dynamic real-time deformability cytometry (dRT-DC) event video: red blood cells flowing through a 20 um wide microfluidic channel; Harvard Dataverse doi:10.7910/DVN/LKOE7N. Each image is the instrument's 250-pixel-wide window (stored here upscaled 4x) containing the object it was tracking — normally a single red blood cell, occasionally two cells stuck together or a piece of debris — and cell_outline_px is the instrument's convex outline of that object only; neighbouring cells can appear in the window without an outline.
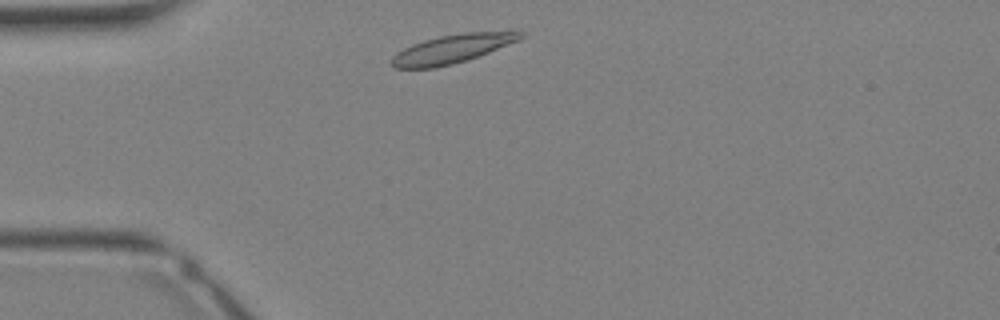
{"species": "Egyptian fruit bat (a non-hibernating species)", "species_latin": "Rousettus aegyptiacus", "temperature_condition": "warm", "stored_images_in_passage": 27, "camera_frame_rate_fps": 3000, "um_per_image_px": 0.085, "animal": {"sex": "female"}, "frame": {"image": 1, "passage_image": 2, "time_ms": 0.333, "image_size_px": [1000, 320], "cell_outline_px": [[524, 36], [520, 40], [488, 52], [452, 64], [432, 68], [396, 68], [392, 64], [392, 56], [404, 48], [412, 44], [424, 40], [440, 36], [464, 32], [524, 32]], "centroid_in_image_um": [38.41, 4.15], "position_along_channel_um": 46.6, "area_um2": 20.98}}
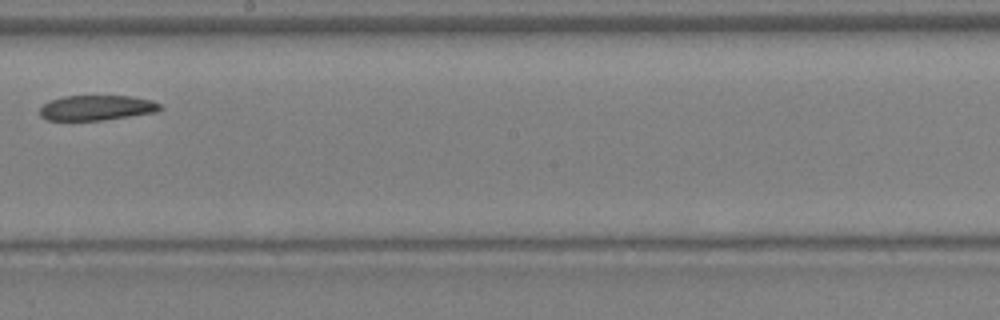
{"frame": {"image": 2, "passage_image": 13, "time_ms": 4.0, "image_size_px": [1000, 320], "cell_outline_px": [[164, 108], [156, 112], [104, 120], [48, 120], [40, 116], [40, 108], [48, 100], [64, 96], [132, 96], [152, 100], [160, 104]], "centroid_in_image_um": [8.23, 9.16], "position_along_channel_um": 240.0, "area_um2": 17.69}}
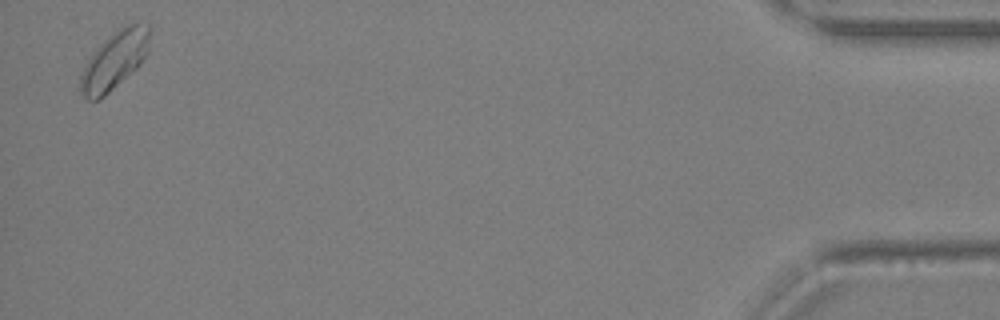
{"frame": {"image": 3, "passage_image": 27, "time_ms": 8.667, "image_size_px": [1000, 320], "cell_outline_px": [[152, 28], [144, 56], [140, 64], [136, 68], [104, 96], [96, 100], [88, 100], [80, 92], [80, 76], [92, 52], [104, 40], [120, 28], [128, 24], [148, 24]], "centroid_in_image_um": [9.71, 5.12], "position_along_channel_um": 425.5, "area_um2": 22.83}}